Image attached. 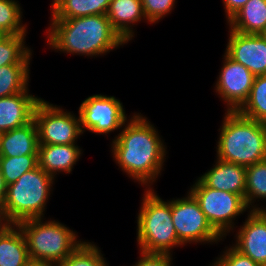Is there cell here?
Masks as SVG:
<instances>
[{"instance_id":"obj_4","label":"cell","mask_w":266,"mask_h":266,"mask_svg":"<svg viewBox=\"0 0 266 266\" xmlns=\"http://www.w3.org/2000/svg\"><path fill=\"white\" fill-rule=\"evenodd\" d=\"M137 213L136 241L138 251L173 255V249L184 247L176 234L171 217V199L163 200L157 191L143 189Z\"/></svg>"},{"instance_id":"obj_32","label":"cell","mask_w":266,"mask_h":266,"mask_svg":"<svg viewBox=\"0 0 266 266\" xmlns=\"http://www.w3.org/2000/svg\"><path fill=\"white\" fill-rule=\"evenodd\" d=\"M248 0H222L226 23L246 4Z\"/></svg>"},{"instance_id":"obj_19","label":"cell","mask_w":266,"mask_h":266,"mask_svg":"<svg viewBox=\"0 0 266 266\" xmlns=\"http://www.w3.org/2000/svg\"><path fill=\"white\" fill-rule=\"evenodd\" d=\"M30 260L25 235L18 224L0 229V266H26Z\"/></svg>"},{"instance_id":"obj_28","label":"cell","mask_w":266,"mask_h":266,"mask_svg":"<svg viewBox=\"0 0 266 266\" xmlns=\"http://www.w3.org/2000/svg\"><path fill=\"white\" fill-rule=\"evenodd\" d=\"M38 167V155L0 157V168L6 185L16 182L24 173Z\"/></svg>"},{"instance_id":"obj_35","label":"cell","mask_w":266,"mask_h":266,"mask_svg":"<svg viewBox=\"0 0 266 266\" xmlns=\"http://www.w3.org/2000/svg\"><path fill=\"white\" fill-rule=\"evenodd\" d=\"M5 224H6V223H5V221H4L3 217H2V213L0 212V229H1Z\"/></svg>"},{"instance_id":"obj_8","label":"cell","mask_w":266,"mask_h":266,"mask_svg":"<svg viewBox=\"0 0 266 266\" xmlns=\"http://www.w3.org/2000/svg\"><path fill=\"white\" fill-rule=\"evenodd\" d=\"M171 217L179 242L187 244H219L225 240L209 223L194 196L187 191L181 198L171 199Z\"/></svg>"},{"instance_id":"obj_23","label":"cell","mask_w":266,"mask_h":266,"mask_svg":"<svg viewBox=\"0 0 266 266\" xmlns=\"http://www.w3.org/2000/svg\"><path fill=\"white\" fill-rule=\"evenodd\" d=\"M30 66L31 64H11L0 67V98L29 88Z\"/></svg>"},{"instance_id":"obj_33","label":"cell","mask_w":266,"mask_h":266,"mask_svg":"<svg viewBox=\"0 0 266 266\" xmlns=\"http://www.w3.org/2000/svg\"><path fill=\"white\" fill-rule=\"evenodd\" d=\"M6 193H7V185L4 181V178H3V175L1 172V168H0V207L4 203Z\"/></svg>"},{"instance_id":"obj_24","label":"cell","mask_w":266,"mask_h":266,"mask_svg":"<svg viewBox=\"0 0 266 266\" xmlns=\"http://www.w3.org/2000/svg\"><path fill=\"white\" fill-rule=\"evenodd\" d=\"M26 35H6L0 40V67L31 64L33 49L26 44Z\"/></svg>"},{"instance_id":"obj_21","label":"cell","mask_w":266,"mask_h":266,"mask_svg":"<svg viewBox=\"0 0 266 266\" xmlns=\"http://www.w3.org/2000/svg\"><path fill=\"white\" fill-rule=\"evenodd\" d=\"M111 0H52L50 18H77L106 14Z\"/></svg>"},{"instance_id":"obj_10","label":"cell","mask_w":266,"mask_h":266,"mask_svg":"<svg viewBox=\"0 0 266 266\" xmlns=\"http://www.w3.org/2000/svg\"><path fill=\"white\" fill-rule=\"evenodd\" d=\"M125 106L114 96L94 94L85 98L78 108L83 133L105 135L122 130L127 117Z\"/></svg>"},{"instance_id":"obj_34","label":"cell","mask_w":266,"mask_h":266,"mask_svg":"<svg viewBox=\"0 0 266 266\" xmlns=\"http://www.w3.org/2000/svg\"><path fill=\"white\" fill-rule=\"evenodd\" d=\"M26 266H56V263L50 261H42V260H32L30 259Z\"/></svg>"},{"instance_id":"obj_27","label":"cell","mask_w":266,"mask_h":266,"mask_svg":"<svg viewBox=\"0 0 266 266\" xmlns=\"http://www.w3.org/2000/svg\"><path fill=\"white\" fill-rule=\"evenodd\" d=\"M100 247L89 240L83 241L64 261L56 266H109Z\"/></svg>"},{"instance_id":"obj_2","label":"cell","mask_w":266,"mask_h":266,"mask_svg":"<svg viewBox=\"0 0 266 266\" xmlns=\"http://www.w3.org/2000/svg\"><path fill=\"white\" fill-rule=\"evenodd\" d=\"M50 19L45 41L55 52L96 58L127 45L106 14Z\"/></svg>"},{"instance_id":"obj_6","label":"cell","mask_w":266,"mask_h":266,"mask_svg":"<svg viewBox=\"0 0 266 266\" xmlns=\"http://www.w3.org/2000/svg\"><path fill=\"white\" fill-rule=\"evenodd\" d=\"M18 225L25 235L32 260L54 263L64 261L85 241L80 239L78 232L54 218H30Z\"/></svg>"},{"instance_id":"obj_26","label":"cell","mask_w":266,"mask_h":266,"mask_svg":"<svg viewBox=\"0 0 266 266\" xmlns=\"http://www.w3.org/2000/svg\"><path fill=\"white\" fill-rule=\"evenodd\" d=\"M18 0H0V29L7 35H27L29 24H23V8Z\"/></svg>"},{"instance_id":"obj_29","label":"cell","mask_w":266,"mask_h":266,"mask_svg":"<svg viewBox=\"0 0 266 266\" xmlns=\"http://www.w3.org/2000/svg\"><path fill=\"white\" fill-rule=\"evenodd\" d=\"M148 24H158L176 8V0H141Z\"/></svg>"},{"instance_id":"obj_22","label":"cell","mask_w":266,"mask_h":266,"mask_svg":"<svg viewBox=\"0 0 266 266\" xmlns=\"http://www.w3.org/2000/svg\"><path fill=\"white\" fill-rule=\"evenodd\" d=\"M260 200L266 202V159L246 167V206L249 210H261L257 204Z\"/></svg>"},{"instance_id":"obj_36","label":"cell","mask_w":266,"mask_h":266,"mask_svg":"<svg viewBox=\"0 0 266 266\" xmlns=\"http://www.w3.org/2000/svg\"><path fill=\"white\" fill-rule=\"evenodd\" d=\"M6 35H7V34L4 33V32L0 29V40H1L2 38H4Z\"/></svg>"},{"instance_id":"obj_38","label":"cell","mask_w":266,"mask_h":266,"mask_svg":"<svg viewBox=\"0 0 266 266\" xmlns=\"http://www.w3.org/2000/svg\"><path fill=\"white\" fill-rule=\"evenodd\" d=\"M261 35L266 39V28H265V30L261 33Z\"/></svg>"},{"instance_id":"obj_7","label":"cell","mask_w":266,"mask_h":266,"mask_svg":"<svg viewBox=\"0 0 266 266\" xmlns=\"http://www.w3.org/2000/svg\"><path fill=\"white\" fill-rule=\"evenodd\" d=\"M188 191L197 200L211 226L225 239L236 228V218L250 211L240 195L207 187L199 178Z\"/></svg>"},{"instance_id":"obj_9","label":"cell","mask_w":266,"mask_h":266,"mask_svg":"<svg viewBox=\"0 0 266 266\" xmlns=\"http://www.w3.org/2000/svg\"><path fill=\"white\" fill-rule=\"evenodd\" d=\"M39 145L77 144L83 136L80 115L42 98L34 111Z\"/></svg>"},{"instance_id":"obj_5","label":"cell","mask_w":266,"mask_h":266,"mask_svg":"<svg viewBox=\"0 0 266 266\" xmlns=\"http://www.w3.org/2000/svg\"><path fill=\"white\" fill-rule=\"evenodd\" d=\"M55 180L38 166L9 184L0 207L5 223L18 224L30 218H44Z\"/></svg>"},{"instance_id":"obj_3","label":"cell","mask_w":266,"mask_h":266,"mask_svg":"<svg viewBox=\"0 0 266 266\" xmlns=\"http://www.w3.org/2000/svg\"><path fill=\"white\" fill-rule=\"evenodd\" d=\"M216 158L242 166L266 159V129L262 122L238 111H225L217 130Z\"/></svg>"},{"instance_id":"obj_16","label":"cell","mask_w":266,"mask_h":266,"mask_svg":"<svg viewBox=\"0 0 266 266\" xmlns=\"http://www.w3.org/2000/svg\"><path fill=\"white\" fill-rule=\"evenodd\" d=\"M82 154V147L77 144L39 145L38 166L57 179L59 173L72 174Z\"/></svg>"},{"instance_id":"obj_1","label":"cell","mask_w":266,"mask_h":266,"mask_svg":"<svg viewBox=\"0 0 266 266\" xmlns=\"http://www.w3.org/2000/svg\"><path fill=\"white\" fill-rule=\"evenodd\" d=\"M113 137L110 151L116 165L144 189H153L168 157L165 140L158 129L148 117L134 112Z\"/></svg>"},{"instance_id":"obj_17","label":"cell","mask_w":266,"mask_h":266,"mask_svg":"<svg viewBox=\"0 0 266 266\" xmlns=\"http://www.w3.org/2000/svg\"><path fill=\"white\" fill-rule=\"evenodd\" d=\"M106 16L127 44L135 37L133 27L142 21L148 23L141 0H111Z\"/></svg>"},{"instance_id":"obj_20","label":"cell","mask_w":266,"mask_h":266,"mask_svg":"<svg viewBox=\"0 0 266 266\" xmlns=\"http://www.w3.org/2000/svg\"><path fill=\"white\" fill-rule=\"evenodd\" d=\"M227 26L236 32L261 34L266 28V0H248Z\"/></svg>"},{"instance_id":"obj_14","label":"cell","mask_w":266,"mask_h":266,"mask_svg":"<svg viewBox=\"0 0 266 266\" xmlns=\"http://www.w3.org/2000/svg\"><path fill=\"white\" fill-rule=\"evenodd\" d=\"M41 97L26 91L0 98V133L26 125L34 119Z\"/></svg>"},{"instance_id":"obj_37","label":"cell","mask_w":266,"mask_h":266,"mask_svg":"<svg viewBox=\"0 0 266 266\" xmlns=\"http://www.w3.org/2000/svg\"><path fill=\"white\" fill-rule=\"evenodd\" d=\"M261 210L266 214V206L264 207L262 204H261Z\"/></svg>"},{"instance_id":"obj_18","label":"cell","mask_w":266,"mask_h":266,"mask_svg":"<svg viewBox=\"0 0 266 266\" xmlns=\"http://www.w3.org/2000/svg\"><path fill=\"white\" fill-rule=\"evenodd\" d=\"M38 129L34 119L21 127L0 133V157L38 155Z\"/></svg>"},{"instance_id":"obj_11","label":"cell","mask_w":266,"mask_h":266,"mask_svg":"<svg viewBox=\"0 0 266 266\" xmlns=\"http://www.w3.org/2000/svg\"><path fill=\"white\" fill-rule=\"evenodd\" d=\"M222 57V67L213 84L215 95L223 101L225 111H238L249 97L255 75L225 52Z\"/></svg>"},{"instance_id":"obj_30","label":"cell","mask_w":266,"mask_h":266,"mask_svg":"<svg viewBox=\"0 0 266 266\" xmlns=\"http://www.w3.org/2000/svg\"><path fill=\"white\" fill-rule=\"evenodd\" d=\"M209 266H261L250 257L242 254L232 244L224 247L215 261Z\"/></svg>"},{"instance_id":"obj_12","label":"cell","mask_w":266,"mask_h":266,"mask_svg":"<svg viewBox=\"0 0 266 266\" xmlns=\"http://www.w3.org/2000/svg\"><path fill=\"white\" fill-rule=\"evenodd\" d=\"M225 53L255 76L266 75V39L261 34H245L228 29Z\"/></svg>"},{"instance_id":"obj_25","label":"cell","mask_w":266,"mask_h":266,"mask_svg":"<svg viewBox=\"0 0 266 266\" xmlns=\"http://www.w3.org/2000/svg\"><path fill=\"white\" fill-rule=\"evenodd\" d=\"M238 112L258 122L266 121V75L255 76L249 97Z\"/></svg>"},{"instance_id":"obj_15","label":"cell","mask_w":266,"mask_h":266,"mask_svg":"<svg viewBox=\"0 0 266 266\" xmlns=\"http://www.w3.org/2000/svg\"><path fill=\"white\" fill-rule=\"evenodd\" d=\"M215 164L198 178L212 189L240 195L244 199L246 189V167L216 158Z\"/></svg>"},{"instance_id":"obj_13","label":"cell","mask_w":266,"mask_h":266,"mask_svg":"<svg viewBox=\"0 0 266 266\" xmlns=\"http://www.w3.org/2000/svg\"><path fill=\"white\" fill-rule=\"evenodd\" d=\"M242 225L232 231V245L261 266H266V214L250 210Z\"/></svg>"},{"instance_id":"obj_31","label":"cell","mask_w":266,"mask_h":266,"mask_svg":"<svg viewBox=\"0 0 266 266\" xmlns=\"http://www.w3.org/2000/svg\"><path fill=\"white\" fill-rule=\"evenodd\" d=\"M140 256L132 266H173V256L167 254H148L140 252Z\"/></svg>"}]
</instances>
